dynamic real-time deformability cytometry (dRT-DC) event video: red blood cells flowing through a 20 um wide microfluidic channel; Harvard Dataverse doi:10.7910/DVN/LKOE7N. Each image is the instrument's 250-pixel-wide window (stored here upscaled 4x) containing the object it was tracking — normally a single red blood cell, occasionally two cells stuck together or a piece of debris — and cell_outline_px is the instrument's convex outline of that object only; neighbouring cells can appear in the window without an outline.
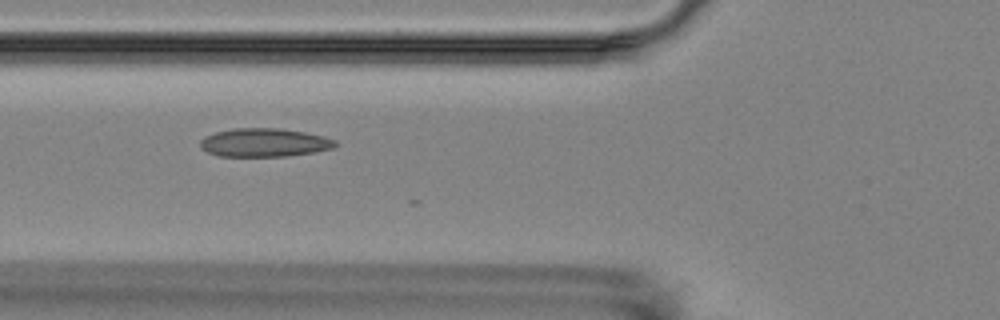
{"species": "Egyptian fruit bat (a non-hibernating species)", "species_latin": "Rousettus aegyptiacus", "temperature_condition": "room temperature", "stored_images_in_passage": 7, "camera_frame_rate_fps": 3000, "um_per_image_px": 0.085, "animal": {"sex": "female"}, "frame": {"image": 1, "passage_image": 4, "time_ms": 3.333, "image_size_px": [1000, 320], "cell_outline_px": [[340, 144], [336, 148], [288, 156], [220, 156], [208, 152], [200, 148], [200, 140], [204, 136], [216, 132], [232, 128], [280, 128], [304, 132], [324, 136], [336, 140]], "centroid_in_image_um": [22.49, 12.11], "position_along_channel_um": 103.3, "area_um2": 22.6}}
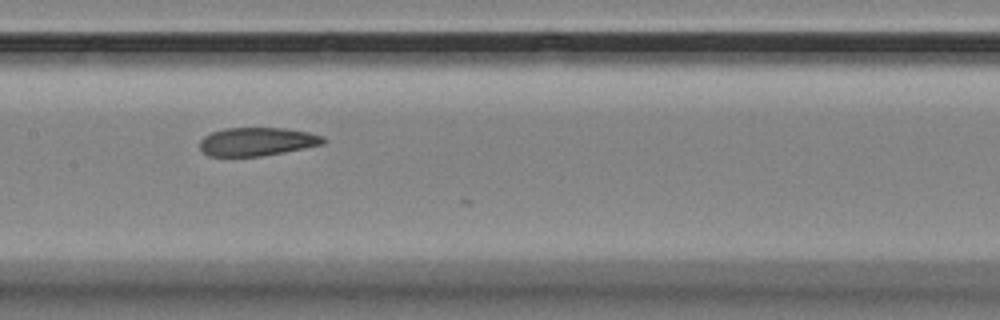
{"frame": {"image": 2, "passage_image": 6, "time_ms": 5.667, "image_size_px": [1000, 320], "cell_outline_px": [[328, 140], [324, 144], [284, 152], [260, 156], [208, 156], [200, 148], [200, 140], [204, 136], [212, 132], [224, 128], [284, 128], [308, 132], [324, 136]], "centroid_in_image_um": [21.87, 12.03], "position_along_channel_um": 185.5, "area_um2": 20.46}}
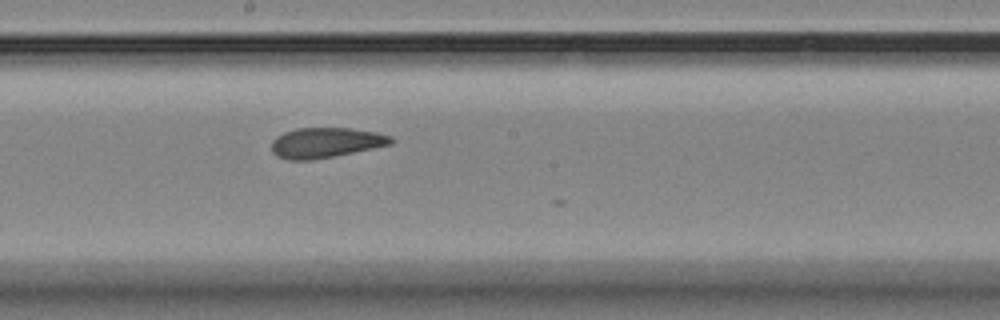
{"frame": {"image": 3, "passage_image": 7, "time_ms": 6.667, "image_size_px": [1000, 320], "cell_outline_px": [[396, 140], [392, 144], [312, 160], [288, 160], [276, 156], [272, 152], [272, 140], [276, 136], [284, 132], [296, 128], [352, 128], [376, 132], [392, 136]], "centroid_in_image_um": [27.68, 12.12], "position_along_channel_um": 220.5, "area_um2": 21.04}}